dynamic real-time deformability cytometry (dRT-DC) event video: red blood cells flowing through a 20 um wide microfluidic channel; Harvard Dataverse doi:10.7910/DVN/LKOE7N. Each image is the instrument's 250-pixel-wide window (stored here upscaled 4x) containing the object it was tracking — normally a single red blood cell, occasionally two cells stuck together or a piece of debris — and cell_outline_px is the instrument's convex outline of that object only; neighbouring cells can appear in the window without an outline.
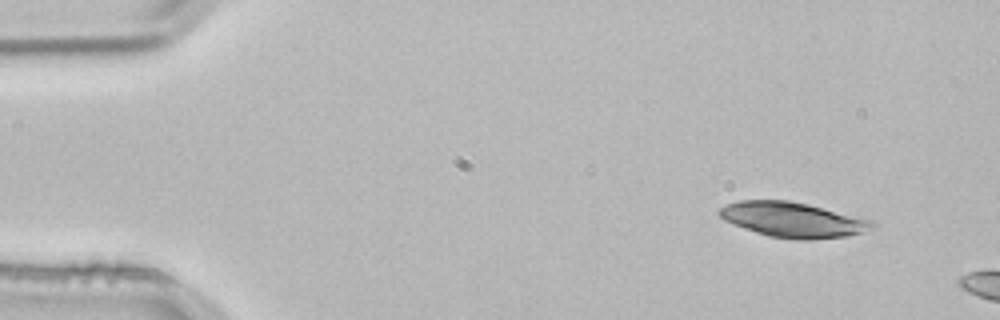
{"species": "common noctule bat (a hibernating species)", "species_latin": "Nyctalus noctula", "temperature_condition": "room temperature", "stored_images_in_passage": 2, "camera_frame_rate_fps": 3000, "um_per_image_px": 0.085, "animal": {"sex": "male", "body_mass_g": 21.5, "forearm_length_mm": 52.0}, "frame": {"image": 1, "passage_image": 1, "time_ms": 0.0, "image_size_px": [1000, 320], "cell_outline_px": [[876, 228], [864, 232], [844, 236], [812, 240], [800, 240], [768, 236], [744, 228], [724, 220], [716, 212], [720, 208], [728, 204], [740, 200], [788, 200], [808, 204], [872, 220], [876, 224]], "centroid_in_image_um": [67.41, 18.68], "position_along_channel_um": 17.6, "area_um2": 31.21}}